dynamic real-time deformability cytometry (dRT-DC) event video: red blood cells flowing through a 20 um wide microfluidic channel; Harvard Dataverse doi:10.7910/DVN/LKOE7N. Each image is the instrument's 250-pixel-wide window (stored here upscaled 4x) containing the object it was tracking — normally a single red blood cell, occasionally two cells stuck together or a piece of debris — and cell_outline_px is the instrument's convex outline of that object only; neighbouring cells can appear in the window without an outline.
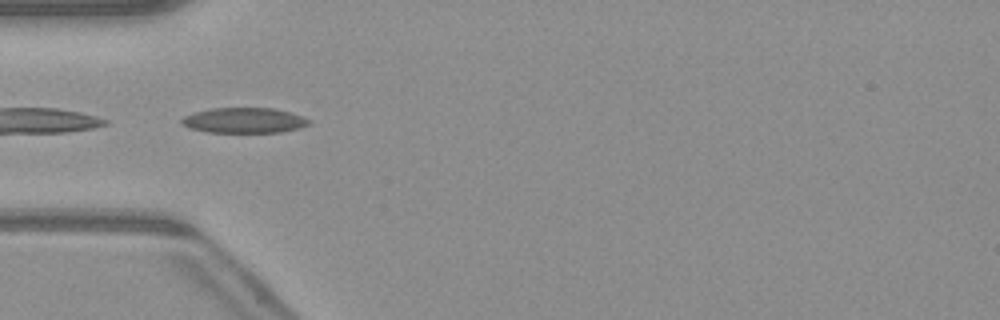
{"species": "common noctule bat (a hibernating species)", "species_latin": "Nyctalus noctula", "temperature_condition": "warm", "stored_images_in_passage": 33, "camera_frame_rate_fps": 3000, "um_per_image_px": 0.085, "animal": {"sex": "male", "body_mass_g": 23.1, "forearm_length_mm": 52.7}, "frame": {"image": 1, "passage_image": 1, "time_ms": 0.0, "image_size_px": [1000, 320], "cell_outline_px": [[312, 124], [300, 128], [280, 132], [208, 132], [188, 128], [180, 124], [180, 120], [184, 116], [192, 112], [212, 108], [272, 108], [288, 112], [312, 120]], "centroid_in_image_um": [20.72, 10.23], "position_along_channel_um": 64.3, "area_um2": 18.9}}
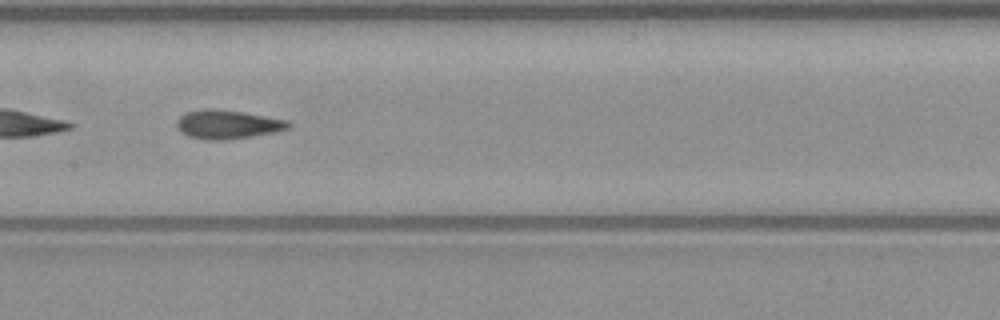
{"frame": {"image": 2, "passage_image": 10, "time_ms": 3.0, "image_size_px": [1000, 320], "cell_outline_px": [[292, 124], [288, 128], [276, 132], [228, 140], [204, 140], [188, 136], [180, 132], [176, 124], [176, 120], [180, 116], [188, 112], [204, 108], [216, 108], [244, 112], [288, 120]], "centroid_in_image_um": [19.33, 10.57], "position_along_channel_um": 188.1, "area_um2": 19.02}}
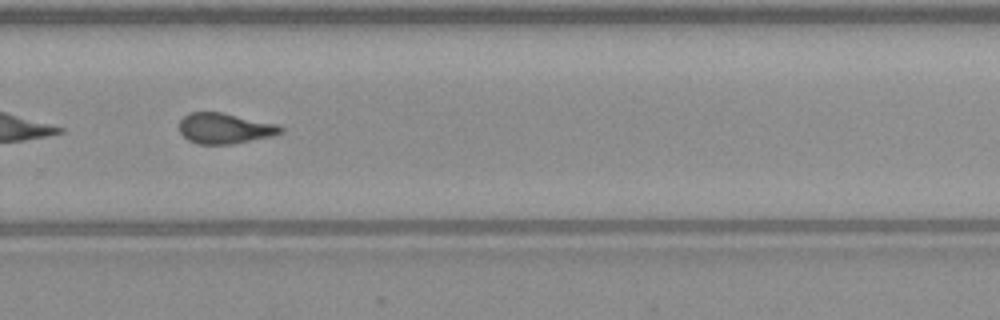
{"frame": {"image": 3, "passage_image": 19, "time_ms": 6.0, "image_size_px": [1000, 320], "cell_outline_px": [[284, 132], [272, 136], [232, 144], [200, 144], [188, 140], [180, 132], [180, 120], [188, 112], [220, 112], [276, 124], [284, 128]], "centroid_in_image_um": [19.1, 10.91], "position_along_channel_um": 310.7, "area_um2": 17.92}, "authors_computed_cell_mechanics": {"area_um2": 18.207, "velocity_mm_per_s": 4.1173, "shape_relaxation_time_tau1_ms": null, "shape_relaxation_time_tau2_ms": 2.2675, "deformation_change_tau1": null, "deformation_change_tau2": 0.0961}}